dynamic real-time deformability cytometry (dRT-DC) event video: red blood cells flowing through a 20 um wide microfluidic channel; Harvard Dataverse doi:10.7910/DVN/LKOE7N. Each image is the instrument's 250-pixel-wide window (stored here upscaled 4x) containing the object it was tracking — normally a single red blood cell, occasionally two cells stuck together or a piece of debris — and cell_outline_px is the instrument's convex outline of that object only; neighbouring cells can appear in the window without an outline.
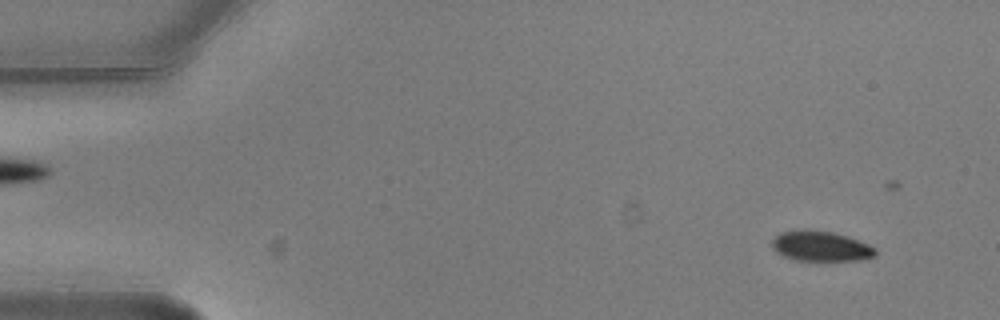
{"species": "common noctule bat (a hibernating species)", "species_latin": "Nyctalus noctula", "temperature_condition": "warm", "stored_images_in_passage": 4, "camera_frame_rate_fps": 3000, "um_per_image_px": 0.085, "animal": {"sex": "male", "body_mass_g": 20.5, "forearm_length_mm": 52.5}, "frame": {"image": 1, "passage_image": 1, "time_ms": 0.0, "image_size_px": [1000, 320], "cell_outline_px": [[876, 256], [860, 260], [792, 260], [776, 252], [772, 248], [772, 240], [780, 232], [832, 232], [848, 236], [868, 244], [876, 248]], "centroid_in_image_um": [69.8, 20.97], "position_along_channel_um": 15.2, "area_um2": 17.63}}
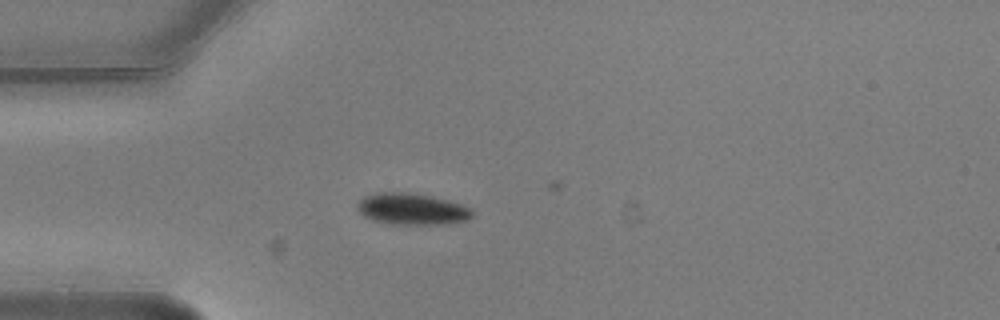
{"frame": {"image": 2, "passage_image": 4, "time_ms": 1.0, "image_size_px": [1000, 320], "cell_outline_px": [[476, 212], [468, 220], [444, 224], [392, 224], [372, 220], [364, 216], [356, 208], [356, 204], [364, 196], [376, 192], [408, 192], [432, 196], [448, 200], [472, 208]], "centroid_in_image_um": [35.02, 17.76], "position_along_channel_um": 50.0, "area_um2": 21.33}}